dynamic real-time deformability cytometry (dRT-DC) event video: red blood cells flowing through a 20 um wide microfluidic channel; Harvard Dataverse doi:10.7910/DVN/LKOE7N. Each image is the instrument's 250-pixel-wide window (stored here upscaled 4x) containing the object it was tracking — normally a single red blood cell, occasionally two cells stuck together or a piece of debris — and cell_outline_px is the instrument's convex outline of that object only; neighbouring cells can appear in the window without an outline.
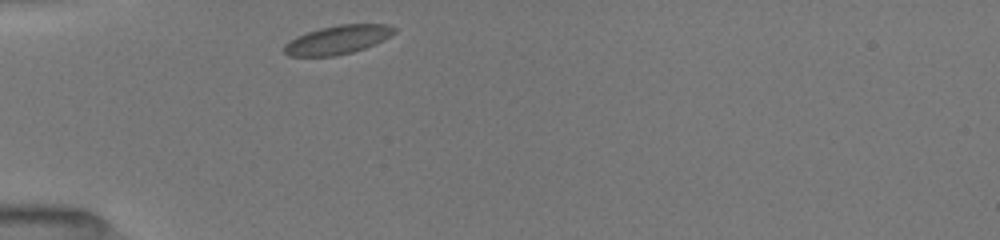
{"species": "common noctule bat (a hibernating species)", "species_latin": "Nyctalus noctula", "temperature_condition": "room temperature", "stored_images_in_passage": 16, "camera_frame_rate_fps": 3000, "um_per_image_px": 0.085, "animal": {"sex": "female", "body_mass_g": 19.5, "forearm_length_mm": 54.1}, "frame": {"image": 1, "passage_image": 1, "time_ms": 0.0, "image_size_px": [1000, 240], "cell_outline_px": [[396, 32], [384, 40], [376, 44], [352, 52], [332, 56], [288, 56], [284, 52], [284, 44], [296, 36], [320, 28], [340, 24], [388, 24], [396, 28]], "centroid_in_image_um": [28.72, 3.37], "position_along_channel_um": 56.3, "area_um2": 18.44}}
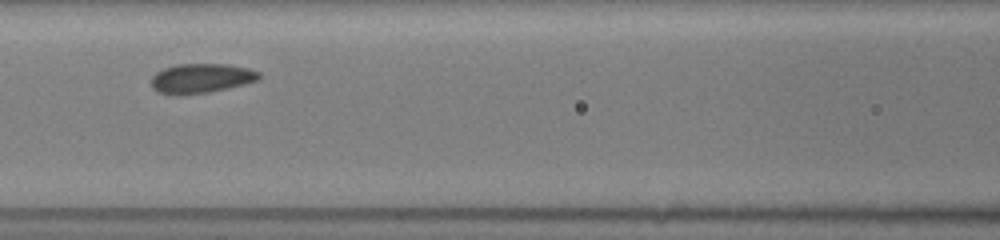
{"frame": {"image": 2, "passage_image": 5, "time_ms": 2.667, "image_size_px": [1000, 240], "cell_outline_px": [[260, 80], [228, 88], [208, 92], [156, 92], [152, 88], [152, 76], [156, 72], [164, 68], [176, 64], [228, 64], [248, 68], [260, 72]], "centroid_in_image_um": [17.16, 6.61], "position_along_channel_um": 149.4, "area_um2": 18.03}}
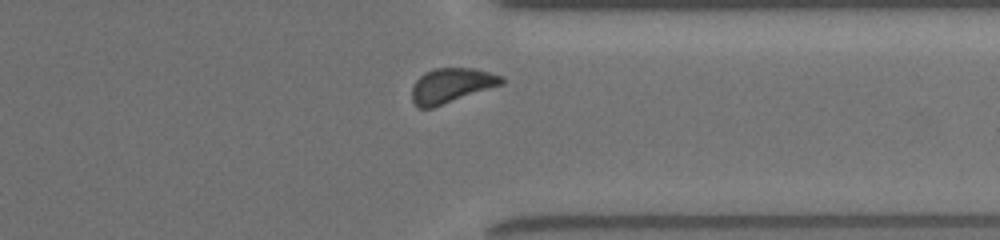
{"frame": {"image": 3, "passage_image": 14, "time_ms": 8.333, "image_size_px": [1000, 240], "cell_outline_px": [[504, 84], [432, 108], [420, 108], [412, 100], [412, 88], [416, 80], [424, 72], [432, 68], [476, 68], [504, 76]], "centroid_in_image_um": [38.39, 7.25], "position_along_channel_um": 373.0, "area_um2": 18.26}, "authors_computed_cell_mechanics": {"area_um2": 18.1203, "velocity_mm_per_s": 3.9561, "shape_relaxation_time_tau1_ms": 1.2287, "shape_relaxation_time_tau2_ms": 2.5087, "deformation_change_tau1": 0.0413, "deformation_change_tau2": 0.05}}